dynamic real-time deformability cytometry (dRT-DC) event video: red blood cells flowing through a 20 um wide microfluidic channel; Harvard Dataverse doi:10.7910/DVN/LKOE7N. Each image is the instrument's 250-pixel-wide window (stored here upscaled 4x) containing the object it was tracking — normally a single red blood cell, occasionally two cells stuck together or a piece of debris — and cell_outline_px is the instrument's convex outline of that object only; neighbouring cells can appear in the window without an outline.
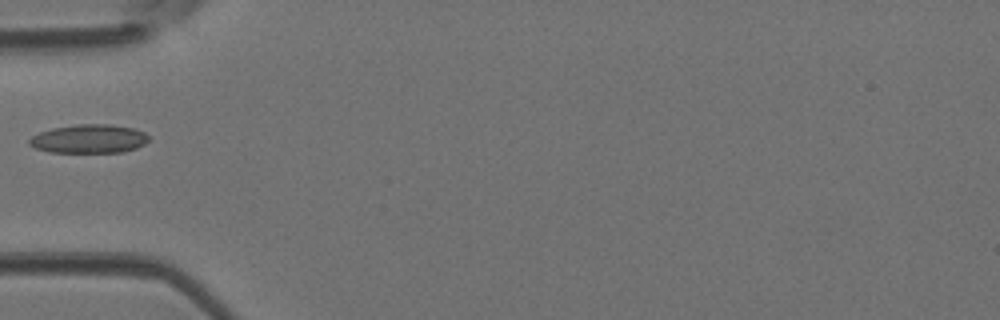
{"species": "Egyptian fruit bat (a non-hibernating species)", "species_latin": "Rousettus aegyptiacus", "temperature_condition": "room temperature", "stored_images_in_passage": 5, "camera_frame_rate_fps": 3000, "um_per_image_px": 0.085, "animal": {"sex": "female"}, "frame": {"image": 1, "passage_image": 1, "time_ms": 0.0, "image_size_px": [1000, 320], "cell_outline_px": [[148, 140], [144, 144], [136, 148], [120, 152], [52, 152], [36, 148], [28, 144], [28, 140], [32, 136], [40, 132], [52, 128], [76, 124], [108, 124], [132, 128], [144, 132], [148, 136]], "centroid_in_image_um": [7.55, 11.79], "position_along_channel_um": 77.5, "area_um2": 19.83}}
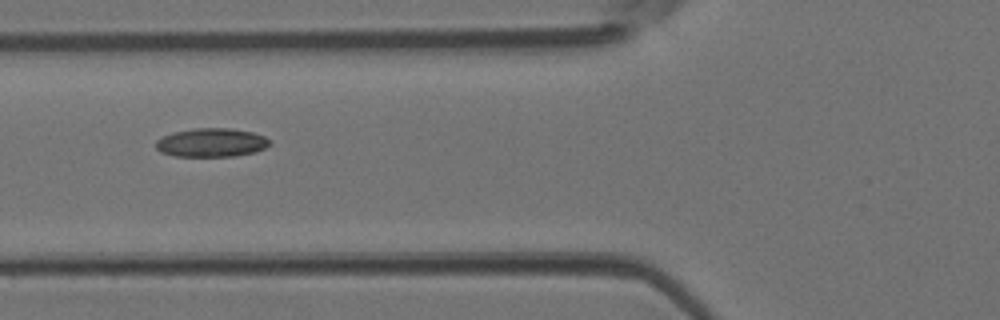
{"frame": {"image": 2, "passage_image": 3, "time_ms": 0.667, "image_size_px": [1000, 320], "cell_outline_px": [[272, 144], [256, 152], [236, 156], [176, 156], [160, 152], [156, 148], [156, 140], [172, 132], [196, 128], [232, 128], [252, 132], [264, 136], [272, 140]], "centroid_in_image_um": [18.01, 12.12], "position_along_channel_um": 107.8, "area_um2": 19.19}}
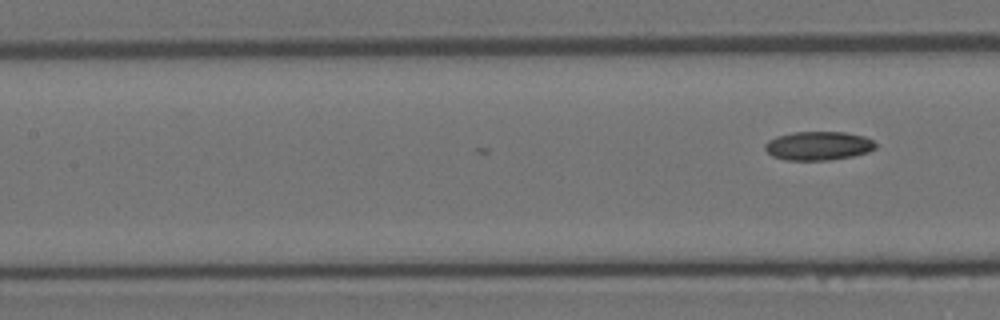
{"frame": {"image": 3, "passage_image": 5, "time_ms": 1.333, "image_size_px": [1000, 320], "cell_outline_px": [[876, 148], [868, 152], [852, 156], [828, 160], [784, 160], [772, 156], [764, 148], [764, 144], [768, 140], [776, 136], [792, 132], [844, 132], [864, 136], [872, 140], [876, 144]], "centroid_in_image_um": [69.53, 12.39], "position_along_channel_um": 137.9, "area_um2": 18.61}}